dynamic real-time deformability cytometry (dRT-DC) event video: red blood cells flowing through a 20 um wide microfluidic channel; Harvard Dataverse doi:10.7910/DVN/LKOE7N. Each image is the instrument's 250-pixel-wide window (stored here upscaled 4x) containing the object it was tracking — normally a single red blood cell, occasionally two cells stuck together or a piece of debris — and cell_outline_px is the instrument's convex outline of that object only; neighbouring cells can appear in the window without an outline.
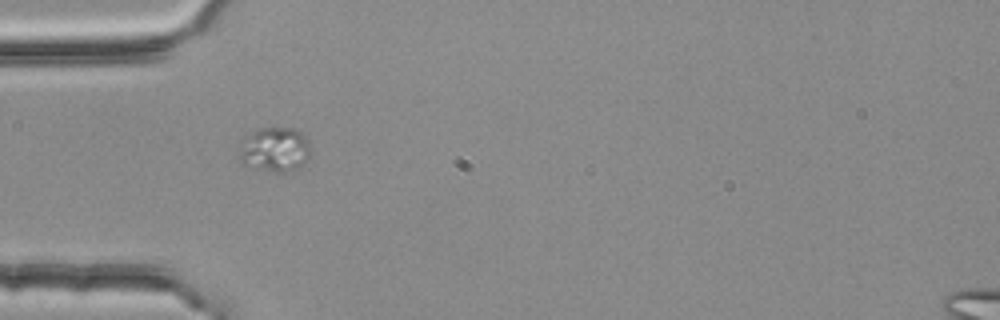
{"species": "common noctule bat (a hibernating species)", "species_latin": "Nyctalus noctula", "temperature_condition": "room temperature", "stored_images_in_passage": 5, "camera_frame_rate_fps": 3000, "um_per_image_px": 0.085, "animal": {"sex": "female", "body_mass_g": 25.1}, "frame": {"image": 1, "passage_image": 5, "time_ms": 1.333, "image_size_px": [1000, 320], "cell_outline_px": [[312, 156], [304, 164], [296, 168], [284, 172], [276, 172], [256, 168], [244, 164], [240, 160], [240, 152], [248, 136], [252, 132], [260, 128], [296, 128], [304, 132], [308, 140]], "centroid_in_image_um": [23.47, 12.7], "position_along_channel_um": 61.5, "area_um2": 18.44}}